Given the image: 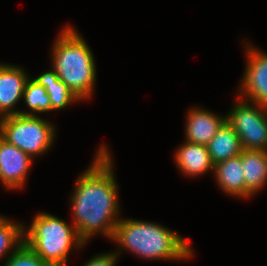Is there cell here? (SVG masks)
<instances>
[{"label": "cell", "mask_w": 267, "mask_h": 266, "mask_svg": "<svg viewBox=\"0 0 267 266\" xmlns=\"http://www.w3.org/2000/svg\"><path fill=\"white\" fill-rule=\"evenodd\" d=\"M112 240L119 246L115 251H130L146 260H188L193 256L189 242L175 231L154 222L120 219Z\"/></svg>", "instance_id": "2"}, {"label": "cell", "mask_w": 267, "mask_h": 266, "mask_svg": "<svg viewBox=\"0 0 267 266\" xmlns=\"http://www.w3.org/2000/svg\"><path fill=\"white\" fill-rule=\"evenodd\" d=\"M245 45L248 58L238 98L267 107V52L254 48L251 43Z\"/></svg>", "instance_id": "7"}, {"label": "cell", "mask_w": 267, "mask_h": 266, "mask_svg": "<svg viewBox=\"0 0 267 266\" xmlns=\"http://www.w3.org/2000/svg\"><path fill=\"white\" fill-rule=\"evenodd\" d=\"M24 228L8 217L0 224V259L4 256L8 258L24 243Z\"/></svg>", "instance_id": "17"}, {"label": "cell", "mask_w": 267, "mask_h": 266, "mask_svg": "<svg viewBox=\"0 0 267 266\" xmlns=\"http://www.w3.org/2000/svg\"><path fill=\"white\" fill-rule=\"evenodd\" d=\"M174 156L177 168L189 177H198L211 170L213 172L214 164L206 145L185 141Z\"/></svg>", "instance_id": "11"}, {"label": "cell", "mask_w": 267, "mask_h": 266, "mask_svg": "<svg viewBox=\"0 0 267 266\" xmlns=\"http://www.w3.org/2000/svg\"><path fill=\"white\" fill-rule=\"evenodd\" d=\"M52 66L59 79L80 100L91 98L96 83V65L90 46L81 34L67 25L52 47Z\"/></svg>", "instance_id": "3"}, {"label": "cell", "mask_w": 267, "mask_h": 266, "mask_svg": "<svg viewBox=\"0 0 267 266\" xmlns=\"http://www.w3.org/2000/svg\"><path fill=\"white\" fill-rule=\"evenodd\" d=\"M217 185L229 196L245 199V180L242 168V153L214 165Z\"/></svg>", "instance_id": "13"}, {"label": "cell", "mask_w": 267, "mask_h": 266, "mask_svg": "<svg viewBox=\"0 0 267 266\" xmlns=\"http://www.w3.org/2000/svg\"><path fill=\"white\" fill-rule=\"evenodd\" d=\"M119 256L116 252L101 253L92 257L83 266H116Z\"/></svg>", "instance_id": "19"}, {"label": "cell", "mask_w": 267, "mask_h": 266, "mask_svg": "<svg viewBox=\"0 0 267 266\" xmlns=\"http://www.w3.org/2000/svg\"><path fill=\"white\" fill-rule=\"evenodd\" d=\"M187 114L185 140L201 145H207L226 121V116L199 107H191Z\"/></svg>", "instance_id": "10"}, {"label": "cell", "mask_w": 267, "mask_h": 266, "mask_svg": "<svg viewBox=\"0 0 267 266\" xmlns=\"http://www.w3.org/2000/svg\"><path fill=\"white\" fill-rule=\"evenodd\" d=\"M239 99L225 115L226 122L238 135L243 149L267 151V107Z\"/></svg>", "instance_id": "6"}, {"label": "cell", "mask_w": 267, "mask_h": 266, "mask_svg": "<svg viewBox=\"0 0 267 266\" xmlns=\"http://www.w3.org/2000/svg\"><path fill=\"white\" fill-rule=\"evenodd\" d=\"M242 168L245 180V199L267 185V151L242 150Z\"/></svg>", "instance_id": "12"}, {"label": "cell", "mask_w": 267, "mask_h": 266, "mask_svg": "<svg viewBox=\"0 0 267 266\" xmlns=\"http://www.w3.org/2000/svg\"><path fill=\"white\" fill-rule=\"evenodd\" d=\"M33 79L46 89L51 102V111L62 110L73 102L81 101L79 97L59 79L53 67L50 71L44 72Z\"/></svg>", "instance_id": "15"}, {"label": "cell", "mask_w": 267, "mask_h": 266, "mask_svg": "<svg viewBox=\"0 0 267 266\" xmlns=\"http://www.w3.org/2000/svg\"><path fill=\"white\" fill-rule=\"evenodd\" d=\"M22 100L25 101L30 113L24 110L19 111V114L37 116V113L51 111V102L46 89L33 78L29 77L26 82Z\"/></svg>", "instance_id": "16"}, {"label": "cell", "mask_w": 267, "mask_h": 266, "mask_svg": "<svg viewBox=\"0 0 267 266\" xmlns=\"http://www.w3.org/2000/svg\"><path fill=\"white\" fill-rule=\"evenodd\" d=\"M6 219L5 216L0 215V224Z\"/></svg>", "instance_id": "20"}, {"label": "cell", "mask_w": 267, "mask_h": 266, "mask_svg": "<svg viewBox=\"0 0 267 266\" xmlns=\"http://www.w3.org/2000/svg\"><path fill=\"white\" fill-rule=\"evenodd\" d=\"M54 125L40 116L14 114L0 118V136L33 159L53 146Z\"/></svg>", "instance_id": "5"}, {"label": "cell", "mask_w": 267, "mask_h": 266, "mask_svg": "<svg viewBox=\"0 0 267 266\" xmlns=\"http://www.w3.org/2000/svg\"><path fill=\"white\" fill-rule=\"evenodd\" d=\"M206 146L214 165L240 155L243 150L238 135L226 121Z\"/></svg>", "instance_id": "14"}, {"label": "cell", "mask_w": 267, "mask_h": 266, "mask_svg": "<svg viewBox=\"0 0 267 266\" xmlns=\"http://www.w3.org/2000/svg\"><path fill=\"white\" fill-rule=\"evenodd\" d=\"M28 79L22 67L0 63V118L19 114L14 107L22 100Z\"/></svg>", "instance_id": "9"}, {"label": "cell", "mask_w": 267, "mask_h": 266, "mask_svg": "<svg viewBox=\"0 0 267 266\" xmlns=\"http://www.w3.org/2000/svg\"><path fill=\"white\" fill-rule=\"evenodd\" d=\"M24 243L51 266H67L72 248L85 245L73 224L46 212L36 214L24 228Z\"/></svg>", "instance_id": "4"}, {"label": "cell", "mask_w": 267, "mask_h": 266, "mask_svg": "<svg viewBox=\"0 0 267 266\" xmlns=\"http://www.w3.org/2000/svg\"><path fill=\"white\" fill-rule=\"evenodd\" d=\"M34 159L0 136V181L7 189L25 186Z\"/></svg>", "instance_id": "8"}, {"label": "cell", "mask_w": 267, "mask_h": 266, "mask_svg": "<svg viewBox=\"0 0 267 266\" xmlns=\"http://www.w3.org/2000/svg\"><path fill=\"white\" fill-rule=\"evenodd\" d=\"M111 151L101 145L91 165L77 178L70 197L73 225L86 244L97 233L112 240L120 207ZM118 214V215H117Z\"/></svg>", "instance_id": "1"}, {"label": "cell", "mask_w": 267, "mask_h": 266, "mask_svg": "<svg viewBox=\"0 0 267 266\" xmlns=\"http://www.w3.org/2000/svg\"><path fill=\"white\" fill-rule=\"evenodd\" d=\"M5 259L3 266H51L25 243Z\"/></svg>", "instance_id": "18"}]
</instances>
